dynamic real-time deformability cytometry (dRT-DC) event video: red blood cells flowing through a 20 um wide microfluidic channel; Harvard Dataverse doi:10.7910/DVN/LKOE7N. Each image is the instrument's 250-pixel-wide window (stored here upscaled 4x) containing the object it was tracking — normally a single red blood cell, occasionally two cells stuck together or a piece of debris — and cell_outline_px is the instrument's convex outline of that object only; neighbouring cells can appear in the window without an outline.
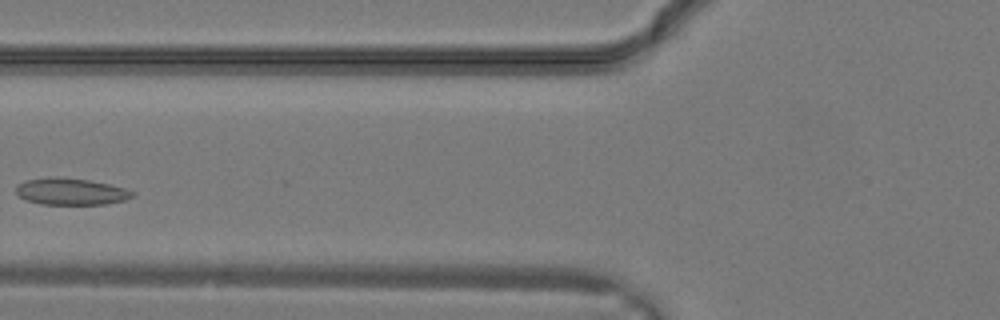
{"species": "common noctule bat (a hibernating species)", "species_latin": "Nyctalus noctula", "temperature_condition": "warm", "stored_images_in_passage": 25, "camera_frame_rate_fps": 3000, "um_per_image_px": 0.085, "animal": {"sex": "male", "body_mass_g": 19.2, "forearm_length_mm": 51.8}, "frame": {"image": 1, "passage_image": 7, "time_ms": 2.0, "image_size_px": [1000, 320], "cell_outline_px": [[136, 196], [124, 200], [104, 204], [40, 204], [28, 200], [20, 196], [16, 192], [16, 184], [24, 180], [48, 176], [60, 176], [88, 180], [108, 184], [124, 188], [136, 192]], "centroid_in_image_um": [6.01, 16.26], "position_along_channel_um": 119.8, "area_um2": 18.32}}
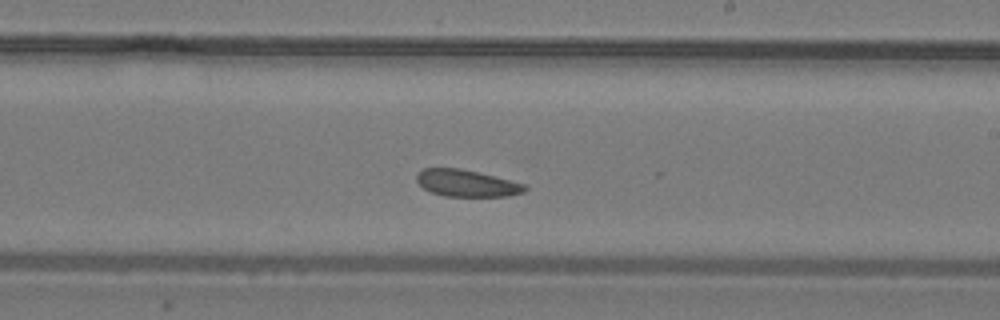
{"frame": {"image": 2, "passage_image": 13, "time_ms": 4.0, "image_size_px": [1000, 320], "cell_outline_px": [[528, 188], [524, 192], [508, 196], [444, 196], [432, 192], [424, 188], [416, 180], [416, 176], [424, 168], [460, 168], [524, 184]], "centroid_in_image_um": [39.65, 15.58], "position_along_channel_um": 249.3, "area_um2": 16.59}}
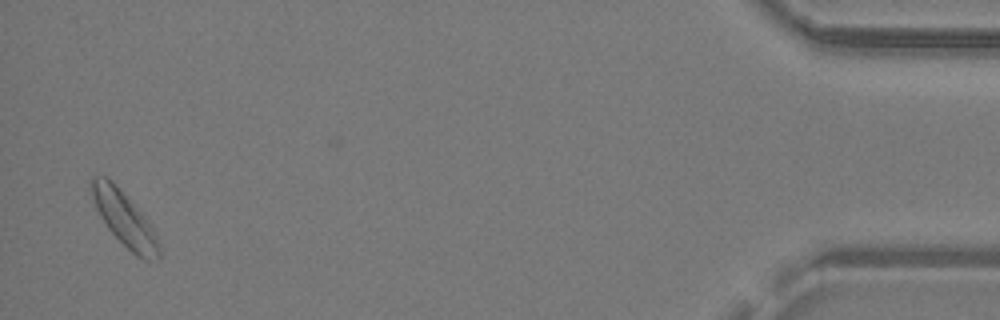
{"frame": {"image": 3, "passage_image": 25, "time_ms": 8.0, "image_size_px": [1000, 320], "cell_outline_px": [[160, 260], [144, 260], [136, 256], [108, 228], [100, 216], [96, 208], [92, 196], [88, 180], [92, 176], [108, 176], [112, 180], [148, 220], [156, 232], [160, 248]], "centroid_in_image_um": [10.58, 18.59], "position_along_channel_um": 424.6, "area_um2": 21.5}}